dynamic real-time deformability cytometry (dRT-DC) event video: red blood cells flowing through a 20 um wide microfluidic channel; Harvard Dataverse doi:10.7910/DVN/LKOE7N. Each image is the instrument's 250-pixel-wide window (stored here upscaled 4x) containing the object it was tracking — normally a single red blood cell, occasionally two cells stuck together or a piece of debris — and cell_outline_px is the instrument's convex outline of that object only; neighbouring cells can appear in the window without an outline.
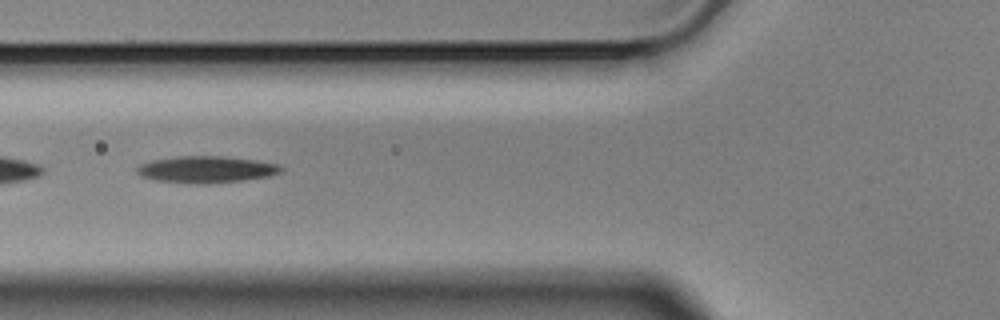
{"species": "Egyptian fruit bat (a non-hibernating species)", "species_latin": "Rousettus aegyptiacus", "temperature_condition": "cold", "stored_images_in_passage": 56, "camera_frame_rate_fps": 3000, "um_per_image_px": 0.085, "animal": {"sex": "male"}, "frame": {"image": 1, "passage_image": 20, "time_ms": 6.333, "image_size_px": [1000, 320], "cell_outline_px": [[284, 168], [280, 172], [268, 176], [244, 180], [204, 184], [188, 184], [156, 180], [140, 176], [136, 172], [136, 168], [140, 164], [152, 160], [176, 156], [224, 156], [256, 160], [280, 164]], "centroid_in_image_um": [17.52, 14.4], "position_along_channel_um": 108.3, "area_um2": 22.66}}
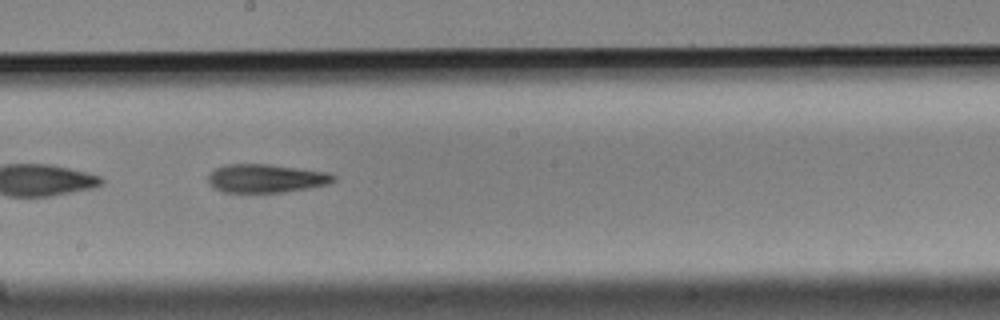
{"frame": {"image": 2, "passage_image": 30, "time_ms": 9.667, "image_size_px": [1000, 320], "cell_outline_px": [[336, 180], [328, 184], [308, 188], [284, 192], [224, 192], [216, 188], [208, 180], [208, 176], [216, 168], [224, 164], [268, 164], [328, 172], [336, 176]], "centroid_in_image_um": [22.65, 15.15], "position_along_channel_um": 225.6, "area_um2": 20.63}}
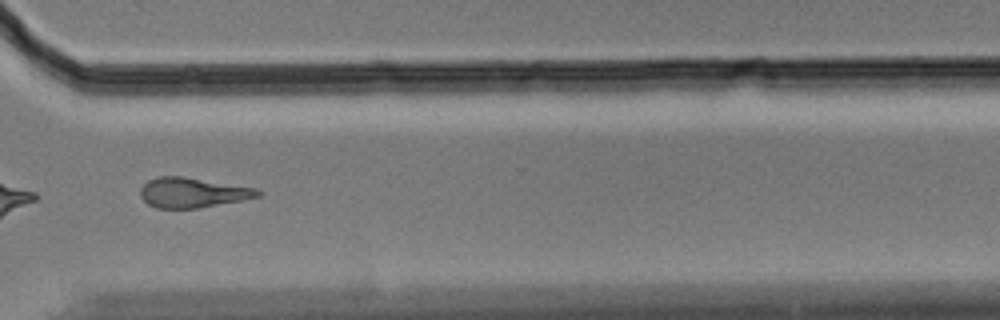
{"frame": {"image": 3, "passage_image": 41, "time_ms": 13.333, "image_size_px": [1000, 320], "cell_outline_px": [[264, 192], [260, 196], [200, 208], [156, 208], [148, 204], [140, 196], [140, 188], [148, 180], [156, 176], [184, 176], [256, 188]], "centroid_in_image_um": [16.35, 16.36], "position_along_channel_um": 354.2, "area_um2": 20.58}, "authors_computed_cell_mechanics": {"area_um2": 22.0796, "velocity_mm_per_s": 3.5178, "shape_relaxation_time_tau1_ms": 5.7531, "shape_relaxation_time_tau2_ms": null, "deformation_change_tau1": 0.1681, "deformation_change_tau2": null}}